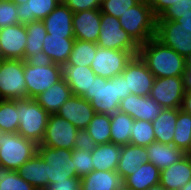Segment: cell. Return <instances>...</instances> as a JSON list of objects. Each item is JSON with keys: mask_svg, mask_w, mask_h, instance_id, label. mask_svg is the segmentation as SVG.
Instances as JSON below:
<instances>
[{"mask_svg": "<svg viewBox=\"0 0 191 190\" xmlns=\"http://www.w3.org/2000/svg\"><path fill=\"white\" fill-rule=\"evenodd\" d=\"M138 55L155 78L184 76L186 73V58L156 37L140 45Z\"/></svg>", "mask_w": 191, "mask_h": 190, "instance_id": "obj_1", "label": "cell"}, {"mask_svg": "<svg viewBox=\"0 0 191 190\" xmlns=\"http://www.w3.org/2000/svg\"><path fill=\"white\" fill-rule=\"evenodd\" d=\"M131 94L127 90L126 79L122 74L104 78H93L90 93H85L83 98L90 102L95 113L113 114L118 112L120 101Z\"/></svg>", "mask_w": 191, "mask_h": 190, "instance_id": "obj_2", "label": "cell"}, {"mask_svg": "<svg viewBox=\"0 0 191 190\" xmlns=\"http://www.w3.org/2000/svg\"><path fill=\"white\" fill-rule=\"evenodd\" d=\"M121 27L140 46L156 35L157 17L148 0L128 8L119 18Z\"/></svg>", "mask_w": 191, "mask_h": 190, "instance_id": "obj_3", "label": "cell"}, {"mask_svg": "<svg viewBox=\"0 0 191 190\" xmlns=\"http://www.w3.org/2000/svg\"><path fill=\"white\" fill-rule=\"evenodd\" d=\"M17 109L20 121L17 133L39 145L50 114L34 98L17 100Z\"/></svg>", "mask_w": 191, "mask_h": 190, "instance_id": "obj_4", "label": "cell"}, {"mask_svg": "<svg viewBox=\"0 0 191 190\" xmlns=\"http://www.w3.org/2000/svg\"><path fill=\"white\" fill-rule=\"evenodd\" d=\"M38 152V144L18 133L0 134V165L17 171Z\"/></svg>", "mask_w": 191, "mask_h": 190, "instance_id": "obj_5", "label": "cell"}, {"mask_svg": "<svg viewBox=\"0 0 191 190\" xmlns=\"http://www.w3.org/2000/svg\"><path fill=\"white\" fill-rule=\"evenodd\" d=\"M0 99H27L24 60L2 59L0 67Z\"/></svg>", "mask_w": 191, "mask_h": 190, "instance_id": "obj_6", "label": "cell"}, {"mask_svg": "<svg viewBox=\"0 0 191 190\" xmlns=\"http://www.w3.org/2000/svg\"><path fill=\"white\" fill-rule=\"evenodd\" d=\"M38 153L48 163L49 186L68 178H78L72 161V150L38 146Z\"/></svg>", "mask_w": 191, "mask_h": 190, "instance_id": "obj_7", "label": "cell"}, {"mask_svg": "<svg viewBox=\"0 0 191 190\" xmlns=\"http://www.w3.org/2000/svg\"><path fill=\"white\" fill-rule=\"evenodd\" d=\"M101 30L97 45L102 48L123 51H139V45L121 27L119 19L101 13Z\"/></svg>", "mask_w": 191, "mask_h": 190, "instance_id": "obj_8", "label": "cell"}, {"mask_svg": "<svg viewBox=\"0 0 191 190\" xmlns=\"http://www.w3.org/2000/svg\"><path fill=\"white\" fill-rule=\"evenodd\" d=\"M135 55H138V51L113 50L97 45L96 55L90 67L96 76L109 79L120 75Z\"/></svg>", "mask_w": 191, "mask_h": 190, "instance_id": "obj_9", "label": "cell"}, {"mask_svg": "<svg viewBox=\"0 0 191 190\" xmlns=\"http://www.w3.org/2000/svg\"><path fill=\"white\" fill-rule=\"evenodd\" d=\"M63 77V66L53 63L48 66H31L24 60V79L27 98H35Z\"/></svg>", "mask_w": 191, "mask_h": 190, "instance_id": "obj_10", "label": "cell"}, {"mask_svg": "<svg viewBox=\"0 0 191 190\" xmlns=\"http://www.w3.org/2000/svg\"><path fill=\"white\" fill-rule=\"evenodd\" d=\"M185 95L184 76L155 78L149 96L163 108H181Z\"/></svg>", "mask_w": 191, "mask_h": 190, "instance_id": "obj_11", "label": "cell"}, {"mask_svg": "<svg viewBox=\"0 0 191 190\" xmlns=\"http://www.w3.org/2000/svg\"><path fill=\"white\" fill-rule=\"evenodd\" d=\"M79 129L57 114H50L42 142L38 146L74 149Z\"/></svg>", "mask_w": 191, "mask_h": 190, "instance_id": "obj_12", "label": "cell"}, {"mask_svg": "<svg viewBox=\"0 0 191 190\" xmlns=\"http://www.w3.org/2000/svg\"><path fill=\"white\" fill-rule=\"evenodd\" d=\"M155 37L185 58L191 53V32L172 20H157Z\"/></svg>", "mask_w": 191, "mask_h": 190, "instance_id": "obj_13", "label": "cell"}, {"mask_svg": "<svg viewBox=\"0 0 191 190\" xmlns=\"http://www.w3.org/2000/svg\"><path fill=\"white\" fill-rule=\"evenodd\" d=\"M121 74L126 79L127 90L131 94L138 96L150 94L155 77L139 55L132 57Z\"/></svg>", "mask_w": 191, "mask_h": 190, "instance_id": "obj_14", "label": "cell"}, {"mask_svg": "<svg viewBox=\"0 0 191 190\" xmlns=\"http://www.w3.org/2000/svg\"><path fill=\"white\" fill-rule=\"evenodd\" d=\"M27 32L24 24L0 29V58L24 60Z\"/></svg>", "mask_w": 191, "mask_h": 190, "instance_id": "obj_15", "label": "cell"}, {"mask_svg": "<svg viewBox=\"0 0 191 190\" xmlns=\"http://www.w3.org/2000/svg\"><path fill=\"white\" fill-rule=\"evenodd\" d=\"M163 110V107L148 96L129 94L120 101L119 112L126 113L134 120L154 121Z\"/></svg>", "mask_w": 191, "mask_h": 190, "instance_id": "obj_16", "label": "cell"}, {"mask_svg": "<svg viewBox=\"0 0 191 190\" xmlns=\"http://www.w3.org/2000/svg\"><path fill=\"white\" fill-rule=\"evenodd\" d=\"M56 114L68 120L77 129H86L96 113L89 101L81 96L72 95Z\"/></svg>", "mask_w": 191, "mask_h": 190, "instance_id": "obj_17", "label": "cell"}, {"mask_svg": "<svg viewBox=\"0 0 191 190\" xmlns=\"http://www.w3.org/2000/svg\"><path fill=\"white\" fill-rule=\"evenodd\" d=\"M72 24L75 39L97 43L101 30L100 9L74 13Z\"/></svg>", "mask_w": 191, "mask_h": 190, "instance_id": "obj_18", "label": "cell"}, {"mask_svg": "<svg viewBox=\"0 0 191 190\" xmlns=\"http://www.w3.org/2000/svg\"><path fill=\"white\" fill-rule=\"evenodd\" d=\"M191 180V157L185 155L179 162L160 171V182L167 190H180Z\"/></svg>", "mask_w": 191, "mask_h": 190, "instance_id": "obj_19", "label": "cell"}, {"mask_svg": "<svg viewBox=\"0 0 191 190\" xmlns=\"http://www.w3.org/2000/svg\"><path fill=\"white\" fill-rule=\"evenodd\" d=\"M74 13L63 2L42 20L47 34L52 36H74L73 32Z\"/></svg>", "mask_w": 191, "mask_h": 190, "instance_id": "obj_20", "label": "cell"}, {"mask_svg": "<svg viewBox=\"0 0 191 190\" xmlns=\"http://www.w3.org/2000/svg\"><path fill=\"white\" fill-rule=\"evenodd\" d=\"M17 172L22 179L37 190H45L49 187L48 163L42 159L38 152L30 160H27Z\"/></svg>", "mask_w": 191, "mask_h": 190, "instance_id": "obj_21", "label": "cell"}, {"mask_svg": "<svg viewBox=\"0 0 191 190\" xmlns=\"http://www.w3.org/2000/svg\"><path fill=\"white\" fill-rule=\"evenodd\" d=\"M73 95L64 77L34 99L49 114H56L59 108Z\"/></svg>", "mask_w": 191, "mask_h": 190, "instance_id": "obj_22", "label": "cell"}, {"mask_svg": "<svg viewBox=\"0 0 191 190\" xmlns=\"http://www.w3.org/2000/svg\"><path fill=\"white\" fill-rule=\"evenodd\" d=\"M147 162L146 147L132 144L122 145L116 172L124 180L127 176L135 173L140 165Z\"/></svg>", "mask_w": 191, "mask_h": 190, "instance_id": "obj_23", "label": "cell"}, {"mask_svg": "<svg viewBox=\"0 0 191 190\" xmlns=\"http://www.w3.org/2000/svg\"><path fill=\"white\" fill-rule=\"evenodd\" d=\"M123 179L116 171L94 170L80 179V190H122Z\"/></svg>", "mask_w": 191, "mask_h": 190, "instance_id": "obj_24", "label": "cell"}, {"mask_svg": "<svg viewBox=\"0 0 191 190\" xmlns=\"http://www.w3.org/2000/svg\"><path fill=\"white\" fill-rule=\"evenodd\" d=\"M146 151L148 162L153 163L160 170L170 167L187 155L173 144H162L156 141L146 146Z\"/></svg>", "mask_w": 191, "mask_h": 190, "instance_id": "obj_25", "label": "cell"}, {"mask_svg": "<svg viewBox=\"0 0 191 190\" xmlns=\"http://www.w3.org/2000/svg\"><path fill=\"white\" fill-rule=\"evenodd\" d=\"M63 77L73 95L83 97L85 93H90V87L96 74L91 67L87 66H63Z\"/></svg>", "mask_w": 191, "mask_h": 190, "instance_id": "obj_26", "label": "cell"}, {"mask_svg": "<svg viewBox=\"0 0 191 190\" xmlns=\"http://www.w3.org/2000/svg\"><path fill=\"white\" fill-rule=\"evenodd\" d=\"M160 169L147 162L138 167L137 171L123 180L125 190H148L160 182Z\"/></svg>", "mask_w": 191, "mask_h": 190, "instance_id": "obj_27", "label": "cell"}, {"mask_svg": "<svg viewBox=\"0 0 191 190\" xmlns=\"http://www.w3.org/2000/svg\"><path fill=\"white\" fill-rule=\"evenodd\" d=\"M60 0H28L26 3L17 5V15L20 24L32 21H42L60 3Z\"/></svg>", "mask_w": 191, "mask_h": 190, "instance_id": "obj_28", "label": "cell"}, {"mask_svg": "<svg viewBox=\"0 0 191 190\" xmlns=\"http://www.w3.org/2000/svg\"><path fill=\"white\" fill-rule=\"evenodd\" d=\"M75 38L74 36H52L47 34L43 41L45 52L53 63L64 66L71 55Z\"/></svg>", "mask_w": 191, "mask_h": 190, "instance_id": "obj_29", "label": "cell"}, {"mask_svg": "<svg viewBox=\"0 0 191 190\" xmlns=\"http://www.w3.org/2000/svg\"><path fill=\"white\" fill-rule=\"evenodd\" d=\"M121 145L100 144L91 151L94 170L116 171L119 163Z\"/></svg>", "mask_w": 191, "mask_h": 190, "instance_id": "obj_30", "label": "cell"}, {"mask_svg": "<svg viewBox=\"0 0 191 190\" xmlns=\"http://www.w3.org/2000/svg\"><path fill=\"white\" fill-rule=\"evenodd\" d=\"M179 108H163L160 115L152 121L156 142L173 144Z\"/></svg>", "mask_w": 191, "mask_h": 190, "instance_id": "obj_31", "label": "cell"}, {"mask_svg": "<svg viewBox=\"0 0 191 190\" xmlns=\"http://www.w3.org/2000/svg\"><path fill=\"white\" fill-rule=\"evenodd\" d=\"M111 143L118 145L130 144L134 119L126 113L115 112L110 115Z\"/></svg>", "mask_w": 191, "mask_h": 190, "instance_id": "obj_32", "label": "cell"}, {"mask_svg": "<svg viewBox=\"0 0 191 190\" xmlns=\"http://www.w3.org/2000/svg\"><path fill=\"white\" fill-rule=\"evenodd\" d=\"M27 32V42L24 53L26 61L30 56L38 54V51L43 50V41L47 35L45 25L42 21H32L25 24Z\"/></svg>", "mask_w": 191, "mask_h": 190, "instance_id": "obj_33", "label": "cell"}, {"mask_svg": "<svg viewBox=\"0 0 191 190\" xmlns=\"http://www.w3.org/2000/svg\"><path fill=\"white\" fill-rule=\"evenodd\" d=\"M96 51V43L75 39L71 55L64 66L90 67Z\"/></svg>", "mask_w": 191, "mask_h": 190, "instance_id": "obj_34", "label": "cell"}, {"mask_svg": "<svg viewBox=\"0 0 191 190\" xmlns=\"http://www.w3.org/2000/svg\"><path fill=\"white\" fill-rule=\"evenodd\" d=\"M173 145L187 153L191 147V114L179 108Z\"/></svg>", "mask_w": 191, "mask_h": 190, "instance_id": "obj_35", "label": "cell"}, {"mask_svg": "<svg viewBox=\"0 0 191 190\" xmlns=\"http://www.w3.org/2000/svg\"><path fill=\"white\" fill-rule=\"evenodd\" d=\"M111 120L109 114H95L86 130L92 140L97 144L111 143Z\"/></svg>", "mask_w": 191, "mask_h": 190, "instance_id": "obj_36", "label": "cell"}, {"mask_svg": "<svg viewBox=\"0 0 191 190\" xmlns=\"http://www.w3.org/2000/svg\"><path fill=\"white\" fill-rule=\"evenodd\" d=\"M17 100L0 99V129L6 133H17L19 128Z\"/></svg>", "mask_w": 191, "mask_h": 190, "instance_id": "obj_37", "label": "cell"}, {"mask_svg": "<svg viewBox=\"0 0 191 190\" xmlns=\"http://www.w3.org/2000/svg\"><path fill=\"white\" fill-rule=\"evenodd\" d=\"M155 141L156 139L152 122L145 120H134L130 144L146 147Z\"/></svg>", "mask_w": 191, "mask_h": 190, "instance_id": "obj_38", "label": "cell"}, {"mask_svg": "<svg viewBox=\"0 0 191 190\" xmlns=\"http://www.w3.org/2000/svg\"><path fill=\"white\" fill-rule=\"evenodd\" d=\"M0 190H37L21 178L17 171L0 165Z\"/></svg>", "mask_w": 191, "mask_h": 190, "instance_id": "obj_39", "label": "cell"}, {"mask_svg": "<svg viewBox=\"0 0 191 190\" xmlns=\"http://www.w3.org/2000/svg\"><path fill=\"white\" fill-rule=\"evenodd\" d=\"M141 0H102L100 12L119 18L128 8L138 4Z\"/></svg>", "mask_w": 191, "mask_h": 190, "instance_id": "obj_40", "label": "cell"}, {"mask_svg": "<svg viewBox=\"0 0 191 190\" xmlns=\"http://www.w3.org/2000/svg\"><path fill=\"white\" fill-rule=\"evenodd\" d=\"M72 161L76 168L78 178H82L94 171V165L91 157V151L73 149L72 150Z\"/></svg>", "mask_w": 191, "mask_h": 190, "instance_id": "obj_41", "label": "cell"}, {"mask_svg": "<svg viewBox=\"0 0 191 190\" xmlns=\"http://www.w3.org/2000/svg\"><path fill=\"white\" fill-rule=\"evenodd\" d=\"M191 11V0H179L165 10L157 20H172L176 21L183 14Z\"/></svg>", "mask_w": 191, "mask_h": 190, "instance_id": "obj_42", "label": "cell"}, {"mask_svg": "<svg viewBox=\"0 0 191 190\" xmlns=\"http://www.w3.org/2000/svg\"><path fill=\"white\" fill-rule=\"evenodd\" d=\"M16 24H20L17 5L14 2L0 3V29Z\"/></svg>", "mask_w": 191, "mask_h": 190, "instance_id": "obj_43", "label": "cell"}, {"mask_svg": "<svg viewBox=\"0 0 191 190\" xmlns=\"http://www.w3.org/2000/svg\"><path fill=\"white\" fill-rule=\"evenodd\" d=\"M102 0H63V3L71 9L73 13L100 9Z\"/></svg>", "mask_w": 191, "mask_h": 190, "instance_id": "obj_44", "label": "cell"}, {"mask_svg": "<svg viewBox=\"0 0 191 190\" xmlns=\"http://www.w3.org/2000/svg\"><path fill=\"white\" fill-rule=\"evenodd\" d=\"M97 144L92 140L86 129H79L74 142V149L92 151Z\"/></svg>", "mask_w": 191, "mask_h": 190, "instance_id": "obj_45", "label": "cell"}, {"mask_svg": "<svg viewBox=\"0 0 191 190\" xmlns=\"http://www.w3.org/2000/svg\"><path fill=\"white\" fill-rule=\"evenodd\" d=\"M45 190H80V178H68L66 181L56 182Z\"/></svg>", "mask_w": 191, "mask_h": 190, "instance_id": "obj_46", "label": "cell"}, {"mask_svg": "<svg viewBox=\"0 0 191 190\" xmlns=\"http://www.w3.org/2000/svg\"><path fill=\"white\" fill-rule=\"evenodd\" d=\"M153 13L158 18L167 8L179 0H148Z\"/></svg>", "mask_w": 191, "mask_h": 190, "instance_id": "obj_47", "label": "cell"}, {"mask_svg": "<svg viewBox=\"0 0 191 190\" xmlns=\"http://www.w3.org/2000/svg\"><path fill=\"white\" fill-rule=\"evenodd\" d=\"M26 62L31 66H48L53 64L51 58L43 51H38V54L30 56Z\"/></svg>", "mask_w": 191, "mask_h": 190, "instance_id": "obj_48", "label": "cell"}, {"mask_svg": "<svg viewBox=\"0 0 191 190\" xmlns=\"http://www.w3.org/2000/svg\"><path fill=\"white\" fill-rule=\"evenodd\" d=\"M177 23H180L182 28L186 30V32H191V11L183 14L181 18L176 20Z\"/></svg>", "mask_w": 191, "mask_h": 190, "instance_id": "obj_49", "label": "cell"}, {"mask_svg": "<svg viewBox=\"0 0 191 190\" xmlns=\"http://www.w3.org/2000/svg\"><path fill=\"white\" fill-rule=\"evenodd\" d=\"M181 109L184 110L185 112L191 114V90L185 91Z\"/></svg>", "mask_w": 191, "mask_h": 190, "instance_id": "obj_50", "label": "cell"}, {"mask_svg": "<svg viewBox=\"0 0 191 190\" xmlns=\"http://www.w3.org/2000/svg\"><path fill=\"white\" fill-rule=\"evenodd\" d=\"M185 91L191 90V68L186 67V73L184 74Z\"/></svg>", "mask_w": 191, "mask_h": 190, "instance_id": "obj_51", "label": "cell"}, {"mask_svg": "<svg viewBox=\"0 0 191 190\" xmlns=\"http://www.w3.org/2000/svg\"><path fill=\"white\" fill-rule=\"evenodd\" d=\"M148 190H167V189L164 188L162 185L158 184L156 186L149 188Z\"/></svg>", "mask_w": 191, "mask_h": 190, "instance_id": "obj_52", "label": "cell"}, {"mask_svg": "<svg viewBox=\"0 0 191 190\" xmlns=\"http://www.w3.org/2000/svg\"><path fill=\"white\" fill-rule=\"evenodd\" d=\"M180 190H191V180L188 181Z\"/></svg>", "mask_w": 191, "mask_h": 190, "instance_id": "obj_53", "label": "cell"}, {"mask_svg": "<svg viewBox=\"0 0 191 190\" xmlns=\"http://www.w3.org/2000/svg\"><path fill=\"white\" fill-rule=\"evenodd\" d=\"M186 67L191 68V53L186 57Z\"/></svg>", "mask_w": 191, "mask_h": 190, "instance_id": "obj_54", "label": "cell"}, {"mask_svg": "<svg viewBox=\"0 0 191 190\" xmlns=\"http://www.w3.org/2000/svg\"><path fill=\"white\" fill-rule=\"evenodd\" d=\"M28 0H11V2H14L16 5L23 4L24 2L26 3Z\"/></svg>", "mask_w": 191, "mask_h": 190, "instance_id": "obj_55", "label": "cell"}, {"mask_svg": "<svg viewBox=\"0 0 191 190\" xmlns=\"http://www.w3.org/2000/svg\"><path fill=\"white\" fill-rule=\"evenodd\" d=\"M2 2H11V0H0V3Z\"/></svg>", "mask_w": 191, "mask_h": 190, "instance_id": "obj_56", "label": "cell"}, {"mask_svg": "<svg viewBox=\"0 0 191 190\" xmlns=\"http://www.w3.org/2000/svg\"><path fill=\"white\" fill-rule=\"evenodd\" d=\"M186 154H191V147H190V150Z\"/></svg>", "mask_w": 191, "mask_h": 190, "instance_id": "obj_57", "label": "cell"}]
</instances>
